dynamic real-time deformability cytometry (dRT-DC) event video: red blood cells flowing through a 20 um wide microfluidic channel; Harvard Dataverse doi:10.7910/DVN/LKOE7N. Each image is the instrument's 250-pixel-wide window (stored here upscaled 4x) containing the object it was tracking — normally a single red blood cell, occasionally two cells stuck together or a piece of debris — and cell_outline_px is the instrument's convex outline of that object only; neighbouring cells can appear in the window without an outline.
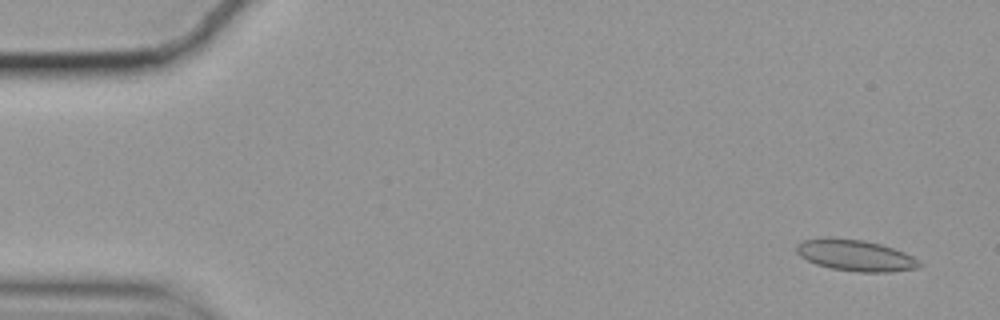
{"species": "common noctule bat (a hibernating species)", "species_latin": "Nyctalus noctula", "temperature_condition": "cold", "stored_images_in_passage": 57, "camera_frame_rate_fps": 3000, "um_per_image_px": 0.085, "animal": {"sex": "female", "body_mass_g": 19.9}, "frame": {"image": 1, "passage_image": 3, "time_ms": 0.667, "image_size_px": [1000, 320], "cell_outline_px": [[924, 264], [916, 268], [892, 272], [856, 272], [832, 268], [816, 264], [800, 256], [796, 252], [796, 244], [804, 240], [824, 236], [832, 236], [864, 240], [880, 244], [904, 252], [920, 260]], "centroid_in_image_um": [72.7, 21.69], "position_along_channel_um": 12.3, "area_um2": 22.72}}
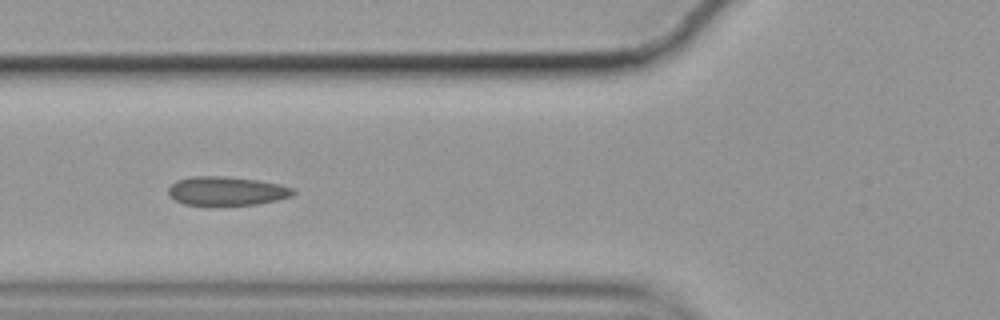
{"frame": {"image": 2, "passage_image": 21, "time_ms": 6.667, "image_size_px": [1000, 320], "cell_outline_px": [[296, 192], [292, 196], [276, 200], [256, 204], [216, 208], [212, 208], [184, 204], [168, 196], [168, 188], [176, 180], [192, 176], [224, 176], [256, 180], [280, 184], [292, 188]], "centroid_in_image_um": [19.21, 16.28], "position_along_channel_um": 106.6, "area_um2": 21.79}}
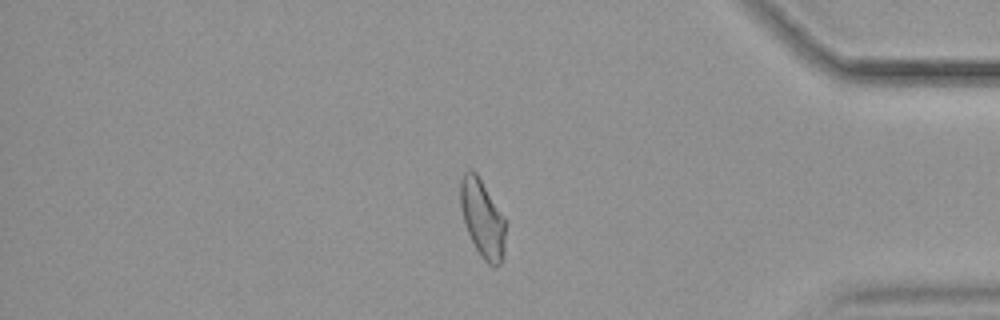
{"frame": {"image": 3, "passage_image": 48, "time_ms": 15.667, "image_size_px": [1000, 320], "cell_outline_px": [[504, 256], [500, 264], [496, 268], [492, 268], [480, 256], [468, 232], [464, 220], [460, 204], [460, 180], [464, 172], [468, 168], [472, 168], [476, 172], [504, 216]], "centroid_in_image_um": [41.0, 18.57], "position_along_channel_um": 394.2, "area_um2": 20.46}, "authors_computed_cell_mechanics": {"area_um2": 21.3282, "velocity_mm_per_s": 3.5097, "shape_relaxation_time_tau1_ms": 6.8846, "shape_relaxation_time_tau2_ms": 1.1612, "deformation_change_tau1": 0.1344, "deformation_change_tau2": 0.0613}}